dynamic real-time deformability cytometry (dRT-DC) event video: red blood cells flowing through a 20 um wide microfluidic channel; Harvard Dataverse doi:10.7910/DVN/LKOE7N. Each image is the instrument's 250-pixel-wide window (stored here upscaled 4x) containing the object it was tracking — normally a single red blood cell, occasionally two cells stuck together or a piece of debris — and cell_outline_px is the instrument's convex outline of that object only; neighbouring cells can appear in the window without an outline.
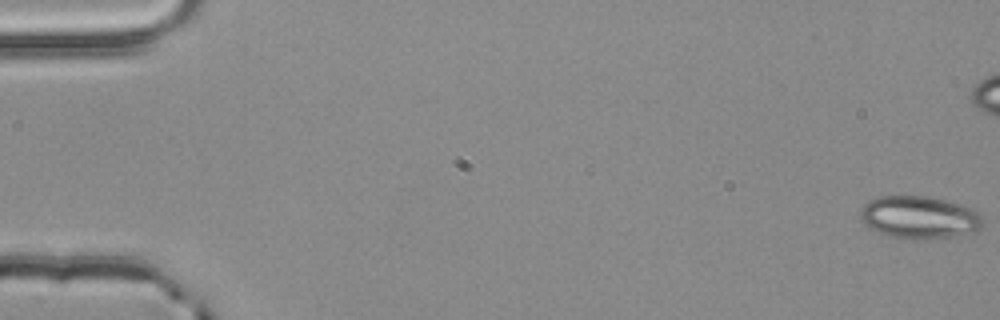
{"species": "common noctule bat (a hibernating species)", "species_latin": "Nyctalus noctula", "temperature_condition": "room temperature", "stored_images_in_passage": 56, "camera_frame_rate_fps": 3000, "um_per_image_px": 0.085, "animal": {"sex": "male", "body_mass_g": 20.4}, "frame": {"image": 1, "passage_image": 1, "time_ms": 0.0, "image_size_px": [1000, 320], "cell_outline_px": [[984, 224], [980, 228], [948, 236], [912, 240], [908, 240], [888, 236], [876, 232], [864, 224], [860, 220], [860, 212], [864, 204], [868, 200], [880, 196], [928, 196], [960, 204], [976, 212], [980, 216]], "centroid_in_image_um": [78.03, 18.47], "position_along_channel_um": 7.0, "area_um2": 30.06}}
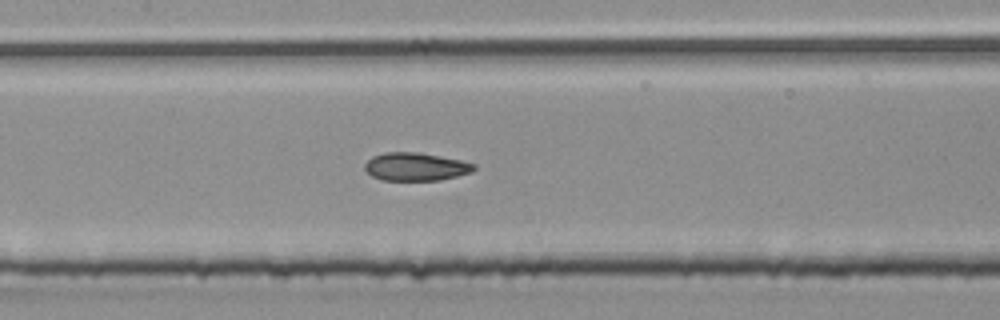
{"frame": {"image": 2, "passage_image": 27, "time_ms": 8.667, "image_size_px": [1000, 320], "cell_outline_px": [[476, 168], [472, 172], [440, 180], [384, 180], [372, 176], [364, 168], [364, 164], [372, 156], [384, 152], [416, 152], [440, 156], [460, 160], [476, 164]], "centroid_in_image_um": [35.33, 14.16], "position_along_channel_um": 172.1, "area_um2": 17.8}}
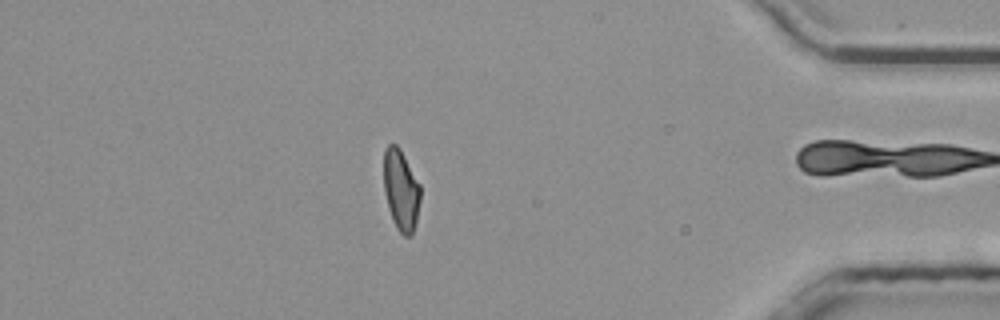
{"frame": {"image": 3, "passage_image": 48, "time_ms": 15.667, "image_size_px": [1000, 320], "cell_outline_px": [[420, 200], [416, 220], [412, 236], [404, 236], [396, 228], [392, 220], [388, 208], [384, 192], [384, 148], [388, 144], [396, 144], [400, 148], [420, 184]], "centroid_in_image_um": [34.07, 16.15], "position_along_channel_um": 401.1, "area_um2": 17.4}, "authors_computed_cell_mechanics": {"area_um2": 18.207, "velocity_mm_per_s": 3.8758, "shape_relaxation_time_tau1_ms": 8.735, "shape_relaxation_time_tau2_ms": 2.7409, "deformation_change_tau1": 0.1567, "deformation_change_tau2": 0.06}}